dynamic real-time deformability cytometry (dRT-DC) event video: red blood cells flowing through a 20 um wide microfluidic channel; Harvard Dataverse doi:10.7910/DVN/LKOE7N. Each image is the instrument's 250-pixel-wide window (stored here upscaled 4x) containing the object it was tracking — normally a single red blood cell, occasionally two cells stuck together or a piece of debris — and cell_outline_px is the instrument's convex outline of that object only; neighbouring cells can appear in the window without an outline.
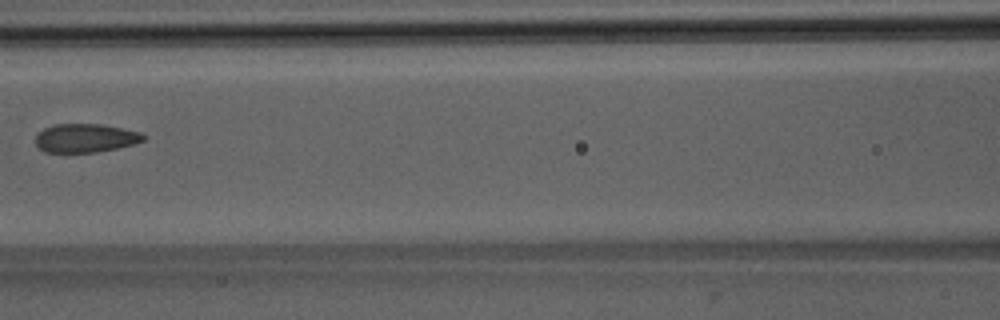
{"species": "Egyptian fruit bat (a non-hibernating species)", "species_latin": "Rousettus aegyptiacus", "temperature_condition": "room temperature", "stored_images_in_passage": 7, "camera_frame_rate_fps": 3000, "um_per_image_px": 0.085, "animal": {"sex": "male"}, "frame": {"image": 1, "passage_image": 7, "time_ms": 7.0, "image_size_px": [1000, 320], "cell_outline_px": [[144, 140], [132, 144], [116, 148], [96, 152], [44, 152], [36, 144], [36, 136], [44, 128], [52, 124], [100, 124], [140, 132], [144, 136]], "centroid_in_image_um": [7.22, 11.73], "position_along_channel_um": 159.4, "area_um2": 17.74}}